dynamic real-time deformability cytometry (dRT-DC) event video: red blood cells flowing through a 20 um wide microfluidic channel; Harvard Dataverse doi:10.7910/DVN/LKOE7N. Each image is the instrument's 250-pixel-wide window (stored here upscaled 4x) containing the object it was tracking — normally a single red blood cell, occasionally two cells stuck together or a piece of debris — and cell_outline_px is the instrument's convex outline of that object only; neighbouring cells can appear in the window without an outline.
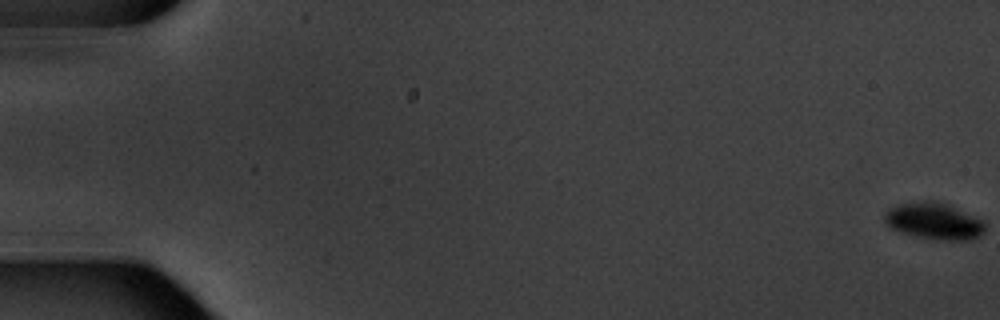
{"species": "common noctule bat (a hibernating species)", "species_latin": "Nyctalus noctula", "temperature_condition": "warm", "stored_images_in_passage": 4, "camera_frame_rate_fps": 3000, "um_per_image_px": 0.085, "animal": {"sex": "male", "body_mass_g": 20.1, "forearm_length_mm": 53.5}, "frame": {"image": 1, "passage_image": 1, "time_ms": 0.0, "image_size_px": [1000, 320], "cell_outline_px": [[984, 232], [980, 236], [972, 240], [940, 240], [916, 236], [900, 232], [884, 224], [884, 216], [888, 208], [900, 204], [924, 200], [932, 200], [948, 204], [984, 220]], "centroid_in_image_um": [79.39, 18.79], "position_along_channel_um": 5.6, "area_um2": 21.62}}